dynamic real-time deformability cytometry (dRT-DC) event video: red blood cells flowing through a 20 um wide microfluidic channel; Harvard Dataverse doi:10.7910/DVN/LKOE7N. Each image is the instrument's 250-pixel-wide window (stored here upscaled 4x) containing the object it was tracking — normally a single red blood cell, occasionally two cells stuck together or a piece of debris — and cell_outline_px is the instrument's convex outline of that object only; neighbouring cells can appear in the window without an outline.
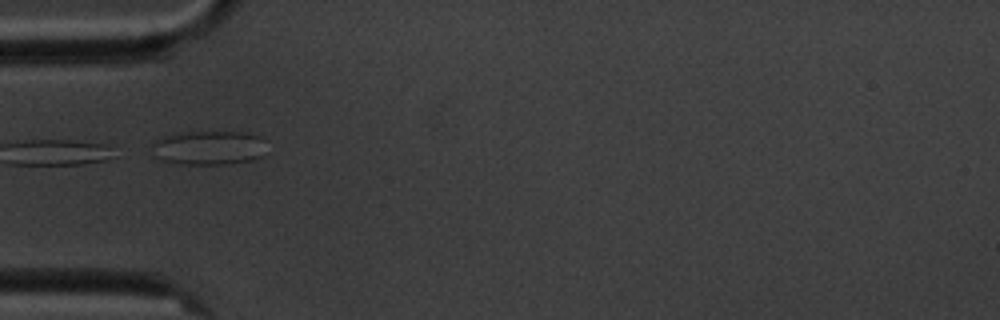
{"species": "common noctule bat (a hibernating species)", "species_latin": "Nyctalus noctula", "temperature_condition": "cold", "stored_images_in_passage": 15, "camera_frame_rate_fps": 3000, "um_per_image_px": 0.085, "animal": {"sex": "male", "body_mass_g": 20.1, "forearm_length_mm": 53.5}, "frame": {"image": 1, "passage_image": 5, "time_ms": 5.333, "image_size_px": [1000, 320], "cell_outline_px": [[264, 156], [252, 160], [228, 164], [180, 164], [160, 160], [152, 156], [152, 140], [164, 136], [180, 132], [248, 132], [260, 136]], "centroid_in_image_um": [17.67, 12.56], "position_along_channel_um": 67.3, "area_um2": 23.06}}
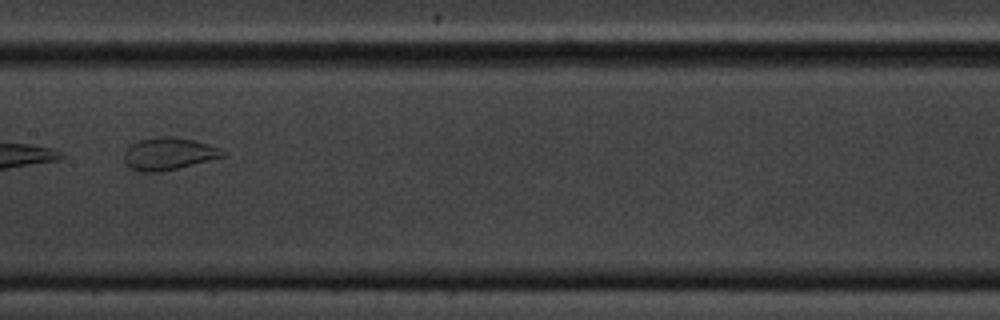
{"frame": {"image": 2, "passage_image": 8, "time_ms": 9.0, "image_size_px": [1000, 320], "cell_outline_px": [[228, 152], [224, 156], [160, 172], [140, 172], [128, 168], [124, 164], [124, 152], [132, 144], [140, 140], [160, 136], [172, 136], [196, 140], [220, 148]], "centroid_in_image_um": [14.31, 13.07], "position_along_channel_um": 193.1, "area_um2": 18.61}}
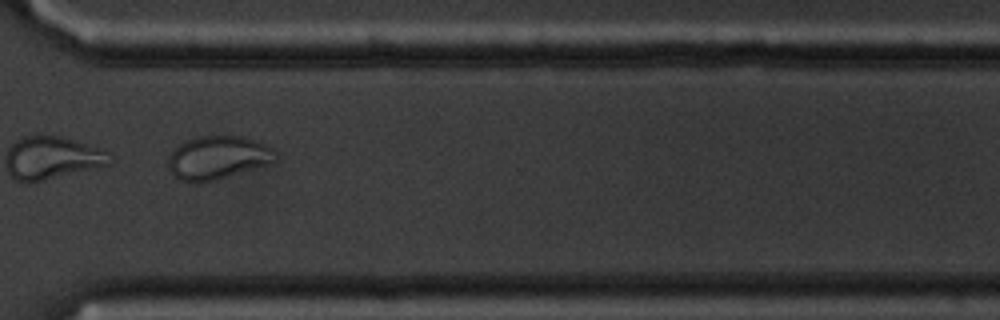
{"frame": {"image": 3, "passage_image": 12, "time_ms": 13.667, "image_size_px": [1000, 320], "cell_outline_px": [[268, 164], [212, 180], [180, 180], [172, 172], [168, 164], [168, 156], [180, 144], [196, 136], [244, 136], [256, 140], [268, 148]], "centroid_in_image_um": [18.39, 13.36], "position_along_channel_um": 352.2, "area_um2": 25.43}}